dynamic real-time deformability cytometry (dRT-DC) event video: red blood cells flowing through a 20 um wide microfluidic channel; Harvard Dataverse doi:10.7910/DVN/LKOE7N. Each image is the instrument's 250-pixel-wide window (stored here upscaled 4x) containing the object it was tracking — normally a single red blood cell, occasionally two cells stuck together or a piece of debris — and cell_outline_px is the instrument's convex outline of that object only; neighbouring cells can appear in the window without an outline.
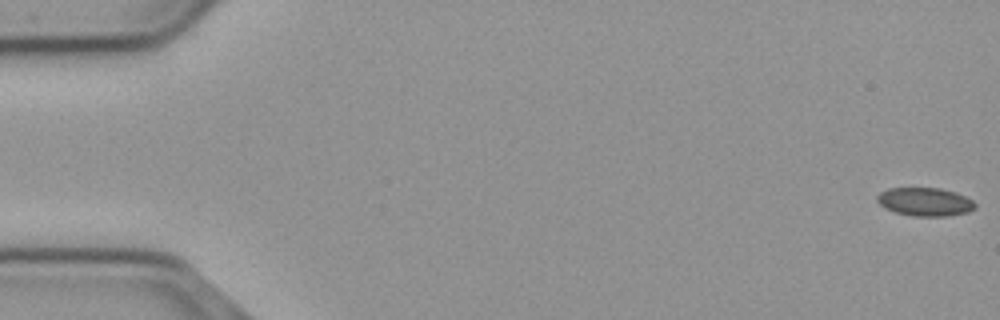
{"species": "common noctule bat (a hibernating species)", "species_latin": "Nyctalus noctula", "temperature_condition": "cold", "stored_images_in_passage": 57, "segment_of_instrument_passage": [1, 2], "camera_frame_rate_fps": 3000, "um_per_image_px": 0.085, "animal": {"sex": "male", "body_mass_g": 23.1, "forearm_length_mm": 52.7}, "frame": {"image": 1, "passage_image": 1, "time_ms": 0.0, "image_size_px": [1000, 320], "cell_outline_px": [[976, 208], [968, 212], [948, 216], [912, 216], [896, 212], [884, 208], [876, 200], [876, 196], [880, 192], [888, 188], [940, 188], [956, 192], [972, 200], [976, 204]], "centroid_in_image_um": [78.62, 17.15], "position_along_channel_um": 6.4, "area_um2": 16.3}}
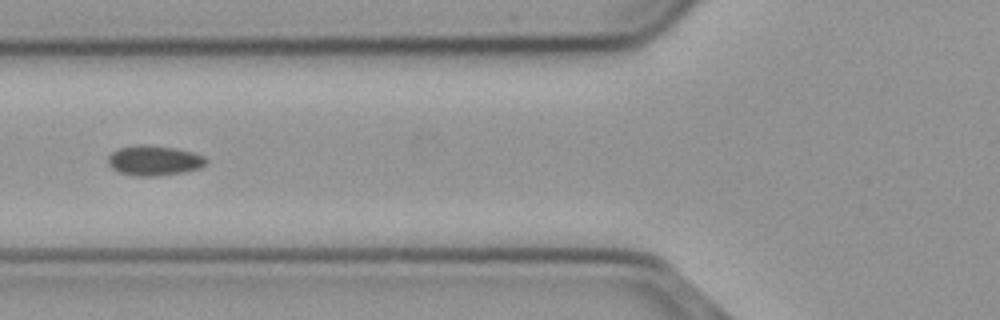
{"frame": {"image": 2, "passage_image": 22, "time_ms": 7.0, "image_size_px": [1000, 320], "cell_outline_px": [[208, 160], [200, 168], [184, 172], [156, 176], [136, 176], [120, 172], [112, 168], [108, 164], [108, 156], [112, 152], [120, 148], [140, 144], [144, 144], [176, 148], [192, 152], [204, 156]], "centroid_in_image_um": [13.1, 13.64], "position_along_channel_um": 112.7, "area_um2": 17.11}}
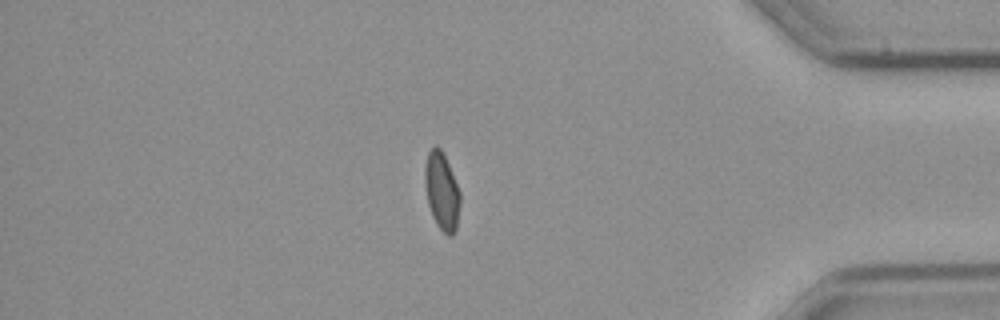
{"frame": {"image": 3, "passage_image": 48, "time_ms": 15.667, "image_size_px": [1000, 320], "cell_outline_px": [[460, 204], [456, 228], [452, 236], [448, 236], [436, 224], [432, 216], [428, 204], [424, 184], [424, 168], [428, 152], [436, 144], [440, 148], [448, 164], [460, 192]], "centroid_in_image_um": [37.53, 16.26], "position_along_channel_um": 397.7, "area_um2": 15.9}}